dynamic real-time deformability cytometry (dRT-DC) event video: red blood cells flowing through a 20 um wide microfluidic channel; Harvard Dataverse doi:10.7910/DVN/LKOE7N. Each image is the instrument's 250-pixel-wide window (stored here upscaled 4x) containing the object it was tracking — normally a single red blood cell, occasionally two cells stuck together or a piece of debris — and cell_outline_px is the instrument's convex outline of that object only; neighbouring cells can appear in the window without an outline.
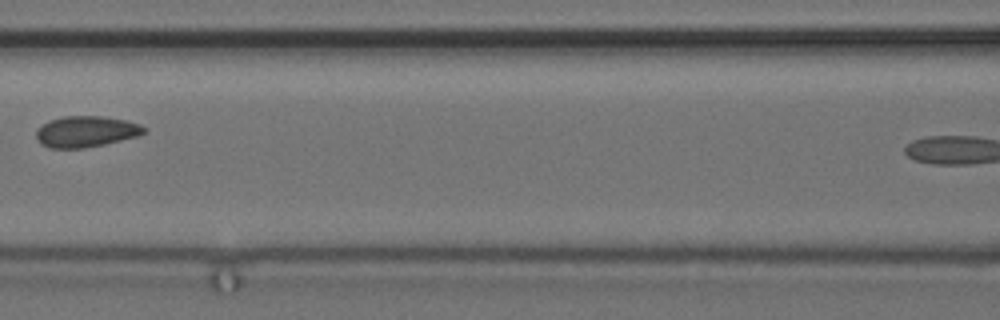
{"species": "common noctule bat (a hibernating species)", "species_latin": "Nyctalus noctula", "temperature_condition": "cold", "stored_images_in_passage": 10, "segment_of_instrument_passage": [1, 2], "camera_frame_rate_fps": 3000, "um_per_image_px": 0.085, "animal": {"sex": "female", "body_mass_g": 24.6, "forearm_length_mm": 56.2}, "frame": {"image": 1, "passage_image": 9, "time_ms": 2.667, "image_size_px": [1000, 320], "cell_outline_px": [[148, 128], [140, 136], [104, 144], [84, 148], [48, 148], [40, 144], [36, 140], [36, 128], [52, 120], [64, 116], [100, 116], [124, 120], [140, 124]], "centroid_in_image_um": [7.31, 11.19], "position_along_channel_um": 159.3, "area_um2": 19.59}}